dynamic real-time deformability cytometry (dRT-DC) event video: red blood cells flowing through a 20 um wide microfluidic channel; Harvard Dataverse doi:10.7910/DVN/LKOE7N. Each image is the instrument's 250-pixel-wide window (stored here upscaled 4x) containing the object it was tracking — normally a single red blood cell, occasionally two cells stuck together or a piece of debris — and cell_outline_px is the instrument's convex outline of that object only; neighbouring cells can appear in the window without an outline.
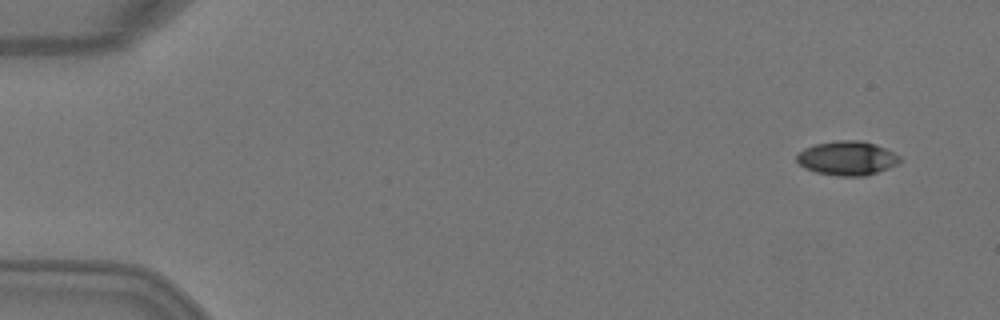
{"species": "Egyptian fruit bat (a non-hibernating species)", "species_latin": "Rousettus aegyptiacus", "temperature_condition": "warm", "stored_images_in_passage": 2, "camera_frame_rate_fps": 3000, "um_per_image_px": 0.085, "animal": {"sex": "female"}, "frame": {"image": 1, "passage_image": 2, "time_ms": 0.333, "image_size_px": [1000, 320], "cell_outline_px": [[900, 160], [896, 164], [888, 168], [864, 176], [840, 176], [816, 172], [804, 168], [796, 160], [796, 156], [804, 148], [816, 144], [836, 140], [860, 140], [876, 144], [900, 156]], "centroid_in_image_um": [71.98, 13.44], "position_along_channel_um": 13.0, "area_um2": 20.35}}